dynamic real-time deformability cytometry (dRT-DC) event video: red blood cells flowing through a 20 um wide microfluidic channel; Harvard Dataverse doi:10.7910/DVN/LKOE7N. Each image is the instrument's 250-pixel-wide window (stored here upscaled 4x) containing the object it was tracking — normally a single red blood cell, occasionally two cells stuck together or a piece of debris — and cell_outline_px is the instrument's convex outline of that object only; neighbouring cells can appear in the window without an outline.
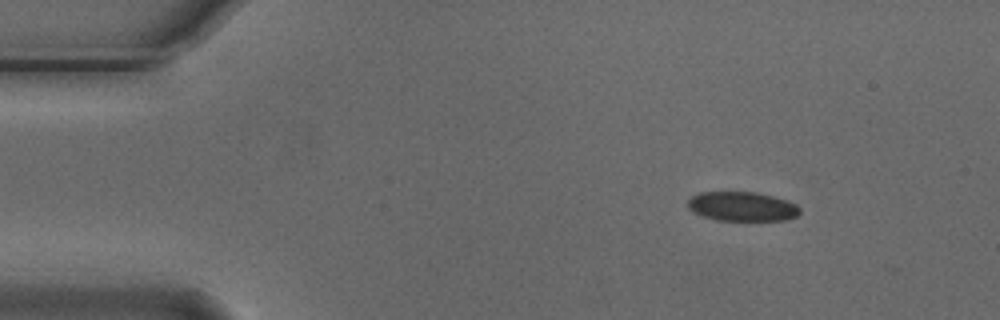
{"species": "Egyptian fruit bat (a non-hibernating species)", "species_latin": "Rousettus aegyptiacus", "temperature_condition": "cold", "stored_images_in_passage": 6, "camera_frame_rate_fps": 3000, "um_per_image_px": 0.085, "animal": {"sex": "male"}, "frame": {"image": 1, "passage_image": 2, "time_ms": 0.333, "image_size_px": [1000, 320], "cell_outline_px": [[800, 212], [796, 216], [788, 220], [716, 220], [692, 212], [688, 208], [688, 200], [692, 196], [700, 192], [756, 192], [772, 196], [796, 204], [800, 208]], "centroid_in_image_um": [63.07, 17.55], "position_along_channel_um": 21.9, "area_um2": 19.07}}
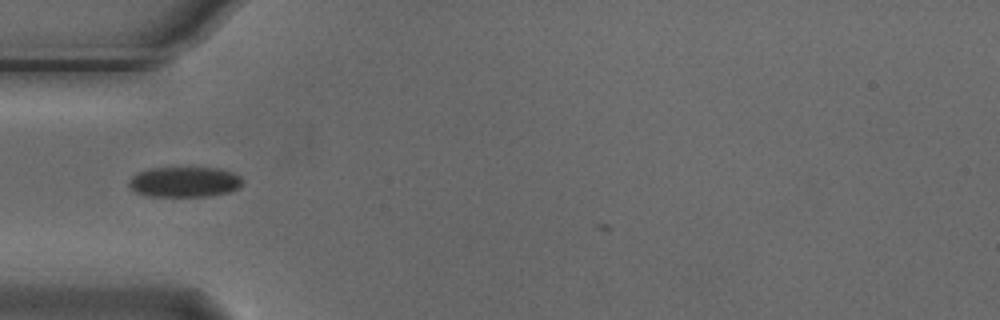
{"frame": {"image": 2, "passage_image": 5, "time_ms": 1.333, "image_size_px": [1000, 320], "cell_outline_px": [[244, 180], [236, 188], [228, 192], [208, 196], [148, 196], [136, 192], [128, 184], [128, 180], [136, 172], [148, 168], [220, 168], [232, 172], [240, 176]], "centroid_in_image_um": [15.65, 15.45], "position_along_channel_um": 69.4, "area_um2": 20.06}}